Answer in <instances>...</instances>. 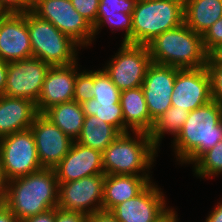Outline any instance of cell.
<instances>
[{"label": "cell", "instance_id": "obj_1", "mask_svg": "<svg viewBox=\"0 0 222 222\" xmlns=\"http://www.w3.org/2000/svg\"><path fill=\"white\" fill-rule=\"evenodd\" d=\"M221 140L222 105L211 100L188 113V118L173 139L172 146L180 164H194Z\"/></svg>", "mask_w": 222, "mask_h": 222}, {"label": "cell", "instance_id": "obj_2", "mask_svg": "<svg viewBox=\"0 0 222 222\" xmlns=\"http://www.w3.org/2000/svg\"><path fill=\"white\" fill-rule=\"evenodd\" d=\"M59 183L54 169L43 168L8 181L3 202L16 218L25 219L58 207Z\"/></svg>", "mask_w": 222, "mask_h": 222}, {"label": "cell", "instance_id": "obj_3", "mask_svg": "<svg viewBox=\"0 0 222 222\" xmlns=\"http://www.w3.org/2000/svg\"><path fill=\"white\" fill-rule=\"evenodd\" d=\"M151 61L179 69H198L206 66L209 54L202 35L185 23L158 35L148 45Z\"/></svg>", "mask_w": 222, "mask_h": 222}, {"label": "cell", "instance_id": "obj_4", "mask_svg": "<svg viewBox=\"0 0 222 222\" xmlns=\"http://www.w3.org/2000/svg\"><path fill=\"white\" fill-rule=\"evenodd\" d=\"M120 134L102 152V165L105 175L150 176L158 148L146 132ZM147 171V172H146ZM139 173V174H138Z\"/></svg>", "mask_w": 222, "mask_h": 222}, {"label": "cell", "instance_id": "obj_5", "mask_svg": "<svg viewBox=\"0 0 222 222\" xmlns=\"http://www.w3.org/2000/svg\"><path fill=\"white\" fill-rule=\"evenodd\" d=\"M132 19V44L147 46L184 23V0L136 1Z\"/></svg>", "mask_w": 222, "mask_h": 222}, {"label": "cell", "instance_id": "obj_6", "mask_svg": "<svg viewBox=\"0 0 222 222\" xmlns=\"http://www.w3.org/2000/svg\"><path fill=\"white\" fill-rule=\"evenodd\" d=\"M27 29L32 57L51 66H66L77 62V49L80 46L51 22L40 19L30 11L27 12Z\"/></svg>", "mask_w": 222, "mask_h": 222}, {"label": "cell", "instance_id": "obj_7", "mask_svg": "<svg viewBox=\"0 0 222 222\" xmlns=\"http://www.w3.org/2000/svg\"><path fill=\"white\" fill-rule=\"evenodd\" d=\"M31 12L51 22L80 47L90 46L95 38L93 26L74 9L71 0H32Z\"/></svg>", "mask_w": 222, "mask_h": 222}, {"label": "cell", "instance_id": "obj_8", "mask_svg": "<svg viewBox=\"0 0 222 222\" xmlns=\"http://www.w3.org/2000/svg\"><path fill=\"white\" fill-rule=\"evenodd\" d=\"M0 165L8 181L43 169L31 129L0 138Z\"/></svg>", "mask_w": 222, "mask_h": 222}, {"label": "cell", "instance_id": "obj_9", "mask_svg": "<svg viewBox=\"0 0 222 222\" xmlns=\"http://www.w3.org/2000/svg\"><path fill=\"white\" fill-rule=\"evenodd\" d=\"M103 70L120 91L142 86L152 63L148 46L121 43Z\"/></svg>", "mask_w": 222, "mask_h": 222}, {"label": "cell", "instance_id": "obj_10", "mask_svg": "<svg viewBox=\"0 0 222 222\" xmlns=\"http://www.w3.org/2000/svg\"><path fill=\"white\" fill-rule=\"evenodd\" d=\"M105 174L59 183L58 208L86 215L102 210Z\"/></svg>", "mask_w": 222, "mask_h": 222}, {"label": "cell", "instance_id": "obj_11", "mask_svg": "<svg viewBox=\"0 0 222 222\" xmlns=\"http://www.w3.org/2000/svg\"><path fill=\"white\" fill-rule=\"evenodd\" d=\"M50 67L35 57L9 62L4 95L36 103Z\"/></svg>", "mask_w": 222, "mask_h": 222}, {"label": "cell", "instance_id": "obj_12", "mask_svg": "<svg viewBox=\"0 0 222 222\" xmlns=\"http://www.w3.org/2000/svg\"><path fill=\"white\" fill-rule=\"evenodd\" d=\"M211 100V80L206 66L198 69L177 68L171 94L172 106L191 112Z\"/></svg>", "mask_w": 222, "mask_h": 222}, {"label": "cell", "instance_id": "obj_13", "mask_svg": "<svg viewBox=\"0 0 222 222\" xmlns=\"http://www.w3.org/2000/svg\"><path fill=\"white\" fill-rule=\"evenodd\" d=\"M30 129L42 168L54 169L68 154L73 140L43 114L35 117Z\"/></svg>", "mask_w": 222, "mask_h": 222}, {"label": "cell", "instance_id": "obj_14", "mask_svg": "<svg viewBox=\"0 0 222 222\" xmlns=\"http://www.w3.org/2000/svg\"><path fill=\"white\" fill-rule=\"evenodd\" d=\"M160 190L151 181L137 196L118 204L111 213L119 222H157L169 210Z\"/></svg>", "mask_w": 222, "mask_h": 222}, {"label": "cell", "instance_id": "obj_15", "mask_svg": "<svg viewBox=\"0 0 222 222\" xmlns=\"http://www.w3.org/2000/svg\"><path fill=\"white\" fill-rule=\"evenodd\" d=\"M177 68L168 65L151 63L147 69L142 89L150 118L155 122L171 106V94Z\"/></svg>", "mask_w": 222, "mask_h": 222}, {"label": "cell", "instance_id": "obj_16", "mask_svg": "<svg viewBox=\"0 0 222 222\" xmlns=\"http://www.w3.org/2000/svg\"><path fill=\"white\" fill-rule=\"evenodd\" d=\"M31 57L27 13L4 14L0 18V59L9 63Z\"/></svg>", "mask_w": 222, "mask_h": 222}, {"label": "cell", "instance_id": "obj_17", "mask_svg": "<svg viewBox=\"0 0 222 222\" xmlns=\"http://www.w3.org/2000/svg\"><path fill=\"white\" fill-rule=\"evenodd\" d=\"M58 183L104 174L102 153L73 141L68 154L54 168Z\"/></svg>", "mask_w": 222, "mask_h": 222}, {"label": "cell", "instance_id": "obj_18", "mask_svg": "<svg viewBox=\"0 0 222 222\" xmlns=\"http://www.w3.org/2000/svg\"><path fill=\"white\" fill-rule=\"evenodd\" d=\"M78 62L66 66H51L43 82L38 101L35 103L39 114L48 108L73 100Z\"/></svg>", "mask_w": 222, "mask_h": 222}, {"label": "cell", "instance_id": "obj_19", "mask_svg": "<svg viewBox=\"0 0 222 222\" xmlns=\"http://www.w3.org/2000/svg\"><path fill=\"white\" fill-rule=\"evenodd\" d=\"M38 114L33 101L0 95V138L30 129Z\"/></svg>", "mask_w": 222, "mask_h": 222}, {"label": "cell", "instance_id": "obj_20", "mask_svg": "<svg viewBox=\"0 0 222 222\" xmlns=\"http://www.w3.org/2000/svg\"><path fill=\"white\" fill-rule=\"evenodd\" d=\"M120 104L124 118V133L146 132L150 133L154 121L150 118L148 107L142 87L122 90L120 93Z\"/></svg>", "mask_w": 222, "mask_h": 222}, {"label": "cell", "instance_id": "obj_21", "mask_svg": "<svg viewBox=\"0 0 222 222\" xmlns=\"http://www.w3.org/2000/svg\"><path fill=\"white\" fill-rule=\"evenodd\" d=\"M150 176L105 175L102 210L111 211L118 204L137 196L150 182Z\"/></svg>", "mask_w": 222, "mask_h": 222}, {"label": "cell", "instance_id": "obj_22", "mask_svg": "<svg viewBox=\"0 0 222 222\" xmlns=\"http://www.w3.org/2000/svg\"><path fill=\"white\" fill-rule=\"evenodd\" d=\"M222 17V0H184V23L203 35Z\"/></svg>", "mask_w": 222, "mask_h": 222}, {"label": "cell", "instance_id": "obj_23", "mask_svg": "<svg viewBox=\"0 0 222 222\" xmlns=\"http://www.w3.org/2000/svg\"><path fill=\"white\" fill-rule=\"evenodd\" d=\"M43 115L59 127L73 141L80 136L84 124L85 114L81 104L74 100L54 105Z\"/></svg>", "mask_w": 222, "mask_h": 222}, {"label": "cell", "instance_id": "obj_24", "mask_svg": "<svg viewBox=\"0 0 222 222\" xmlns=\"http://www.w3.org/2000/svg\"><path fill=\"white\" fill-rule=\"evenodd\" d=\"M120 134L115 127L95 115L85 116L81 134L76 142L102 153Z\"/></svg>", "mask_w": 222, "mask_h": 222}, {"label": "cell", "instance_id": "obj_25", "mask_svg": "<svg viewBox=\"0 0 222 222\" xmlns=\"http://www.w3.org/2000/svg\"><path fill=\"white\" fill-rule=\"evenodd\" d=\"M189 111L180 109L178 106H171L161 117H159L153 126L152 131L149 133L153 144L159 149L161 139L165 133L176 135L180 132L183 124L188 118Z\"/></svg>", "mask_w": 222, "mask_h": 222}, {"label": "cell", "instance_id": "obj_26", "mask_svg": "<svg viewBox=\"0 0 222 222\" xmlns=\"http://www.w3.org/2000/svg\"><path fill=\"white\" fill-rule=\"evenodd\" d=\"M85 116L95 115L100 120L124 133V118L120 102H98L94 98L81 104Z\"/></svg>", "mask_w": 222, "mask_h": 222}, {"label": "cell", "instance_id": "obj_27", "mask_svg": "<svg viewBox=\"0 0 222 222\" xmlns=\"http://www.w3.org/2000/svg\"><path fill=\"white\" fill-rule=\"evenodd\" d=\"M194 173L201 178H211L222 173V140L205 152L195 163Z\"/></svg>", "mask_w": 222, "mask_h": 222}, {"label": "cell", "instance_id": "obj_28", "mask_svg": "<svg viewBox=\"0 0 222 222\" xmlns=\"http://www.w3.org/2000/svg\"><path fill=\"white\" fill-rule=\"evenodd\" d=\"M94 91L93 98L98 102H120L121 91L111 81L105 71H94Z\"/></svg>", "mask_w": 222, "mask_h": 222}, {"label": "cell", "instance_id": "obj_29", "mask_svg": "<svg viewBox=\"0 0 222 222\" xmlns=\"http://www.w3.org/2000/svg\"><path fill=\"white\" fill-rule=\"evenodd\" d=\"M136 0H100L95 26L104 18L114 15H132Z\"/></svg>", "mask_w": 222, "mask_h": 222}, {"label": "cell", "instance_id": "obj_30", "mask_svg": "<svg viewBox=\"0 0 222 222\" xmlns=\"http://www.w3.org/2000/svg\"><path fill=\"white\" fill-rule=\"evenodd\" d=\"M94 71L78 72L74 87L73 100L79 104L89 101L93 98L94 91Z\"/></svg>", "mask_w": 222, "mask_h": 222}, {"label": "cell", "instance_id": "obj_31", "mask_svg": "<svg viewBox=\"0 0 222 222\" xmlns=\"http://www.w3.org/2000/svg\"><path fill=\"white\" fill-rule=\"evenodd\" d=\"M110 25V27L115 30H125V36L122 43L132 44V15H114L109 17H104L95 27H94V37L98 34V31L104 24Z\"/></svg>", "mask_w": 222, "mask_h": 222}, {"label": "cell", "instance_id": "obj_32", "mask_svg": "<svg viewBox=\"0 0 222 222\" xmlns=\"http://www.w3.org/2000/svg\"><path fill=\"white\" fill-rule=\"evenodd\" d=\"M206 68L211 80L212 100L222 105V65L217 64L210 56Z\"/></svg>", "mask_w": 222, "mask_h": 222}, {"label": "cell", "instance_id": "obj_33", "mask_svg": "<svg viewBox=\"0 0 222 222\" xmlns=\"http://www.w3.org/2000/svg\"><path fill=\"white\" fill-rule=\"evenodd\" d=\"M71 3L74 9L94 28L100 0H71Z\"/></svg>", "mask_w": 222, "mask_h": 222}, {"label": "cell", "instance_id": "obj_34", "mask_svg": "<svg viewBox=\"0 0 222 222\" xmlns=\"http://www.w3.org/2000/svg\"><path fill=\"white\" fill-rule=\"evenodd\" d=\"M202 39L208 54L222 44V17L202 35Z\"/></svg>", "mask_w": 222, "mask_h": 222}, {"label": "cell", "instance_id": "obj_35", "mask_svg": "<svg viewBox=\"0 0 222 222\" xmlns=\"http://www.w3.org/2000/svg\"><path fill=\"white\" fill-rule=\"evenodd\" d=\"M4 14H25L32 9V0H0Z\"/></svg>", "mask_w": 222, "mask_h": 222}, {"label": "cell", "instance_id": "obj_36", "mask_svg": "<svg viewBox=\"0 0 222 222\" xmlns=\"http://www.w3.org/2000/svg\"><path fill=\"white\" fill-rule=\"evenodd\" d=\"M86 214L55 208V222H86Z\"/></svg>", "mask_w": 222, "mask_h": 222}, {"label": "cell", "instance_id": "obj_37", "mask_svg": "<svg viewBox=\"0 0 222 222\" xmlns=\"http://www.w3.org/2000/svg\"><path fill=\"white\" fill-rule=\"evenodd\" d=\"M86 222H119L111 211L100 210L87 216Z\"/></svg>", "mask_w": 222, "mask_h": 222}, {"label": "cell", "instance_id": "obj_38", "mask_svg": "<svg viewBox=\"0 0 222 222\" xmlns=\"http://www.w3.org/2000/svg\"><path fill=\"white\" fill-rule=\"evenodd\" d=\"M22 222H55V208L49 209L46 212L29 217Z\"/></svg>", "mask_w": 222, "mask_h": 222}, {"label": "cell", "instance_id": "obj_39", "mask_svg": "<svg viewBox=\"0 0 222 222\" xmlns=\"http://www.w3.org/2000/svg\"><path fill=\"white\" fill-rule=\"evenodd\" d=\"M0 222H20L10 209L4 204L0 203Z\"/></svg>", "mask_w": 222, "mask_h": 222}, {"label": "cell", "instance_id": "obj_40", "mask_svg": "<svg viewBox=\"0 0 222 222\" xmlns=\"http://www.w3.org/2000/svg\"><path fill=\"white\" fill-rule=\"evenodd\" d=\"M206 222H222V201L218 202L214 210L208 215Z\"/></svg>", "mask_w": 222, "mask_h": 222}, {"label": "cell", "instance_id": "obj_41", "mask_svg": "<svg viewBox=\"0 0 222 222\" xmlns=\"http://www.w3.org/2000/svg\"><path fill=\"white\" fill-rule=\"evenodd\" d=\"M8 62L0 59V95H4Z\"/></svg>", "mask_w": 222, "mask_h": 222}, {"label": "cell", "instance_id": "obj_42", "mask_svg": "<svg viewBox=\"0 0 222 222\" xmlns=\"http://www.w3.org/2000/svg\"><path fill=\"white\" fill-rule=\"evenodd\" d=\"M8 180L5 177L4 171L0 165V203H3L6 198Z\"/></svg>", "mask_w": 222, "mask_h": 222}, {"label": "cell", "instance_id": "obj_43", "mask_svg": "<svg viewBox=\"0 0 222 222\" xmlns=\"http://www.w3.org/2000/svg\"><path fill=\"white\" fill-rule=\"evenodd\" d=\"M177 213L172 209L169 210L162 216L157 222H178Z\"/></svg>", "mask_w": 222, "mask_h": 222}, {"label": "cell", "instance_id": "obj_44", "mask_svg": "<svg viewBox=\"0 0 222 222\" xmlns=\"http://www.w3.org/2000/svg\"><path fill=\"white\" fill-rule=\"evenodd\" d=\"M209 56L219 65H222V44L214 49Z\"/></svg>", "mask_w": 222, "mask_h": 222}, {"label": "cell", "instance_id": "obj_45", "mask_svg": "<svg viewBox=\"0 0 222 222\" xmlns=\"http://www.w3.org/2000/svg\"><path fill=\"white\" fill-rule=\"evenodd\" d=\"M4 15V13L0 9V18Z\"/></svg>", "mask_w": 222, "mask_h": 222}]
</instances>
